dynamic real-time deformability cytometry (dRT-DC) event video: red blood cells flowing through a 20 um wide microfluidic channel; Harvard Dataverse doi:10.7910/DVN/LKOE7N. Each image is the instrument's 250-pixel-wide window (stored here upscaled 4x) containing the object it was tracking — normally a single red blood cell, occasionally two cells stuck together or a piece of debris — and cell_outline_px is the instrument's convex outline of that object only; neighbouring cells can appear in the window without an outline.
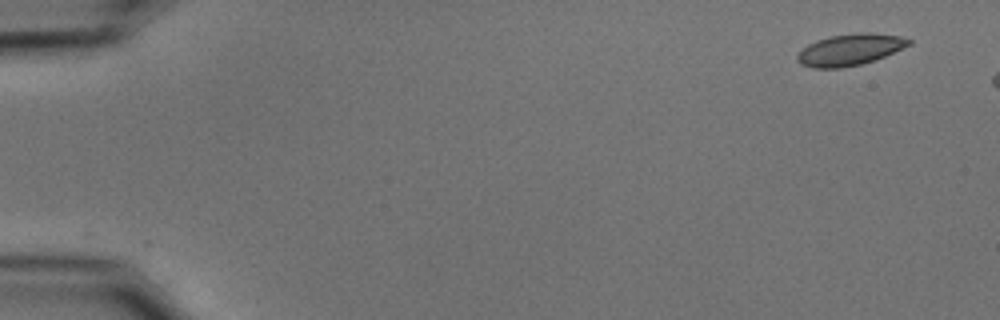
{"species": "common noctule bat (a hibernating species)", "species_latin": "Nyctalus noctula", "temperature_condition": "cold", "stored_images_in_passage": 2, "camera_frame_rate_fps": 3000, "um_per_image_px": 0.085, "animal": {"sex": "male", "body_mass_g": 15.6}, "frame": {"image": 1, "passage_image": 1, "time_ms": 0.0, "image_size_px": [1000, 320], "cell_outline_px": [[912, 44], [884, 56], [860, 64], [840, 68], [812, 68], [800, 64], [796, 60], [796, 56], [808, 44], [816, 40], [828, 36], [856, 32], [872, 32], [900, 36], [912, 40]], "centroid_in_image_um": [72.23, 4.21], "position_along_channel_um": 12.8, "area_um2": 20.52}}